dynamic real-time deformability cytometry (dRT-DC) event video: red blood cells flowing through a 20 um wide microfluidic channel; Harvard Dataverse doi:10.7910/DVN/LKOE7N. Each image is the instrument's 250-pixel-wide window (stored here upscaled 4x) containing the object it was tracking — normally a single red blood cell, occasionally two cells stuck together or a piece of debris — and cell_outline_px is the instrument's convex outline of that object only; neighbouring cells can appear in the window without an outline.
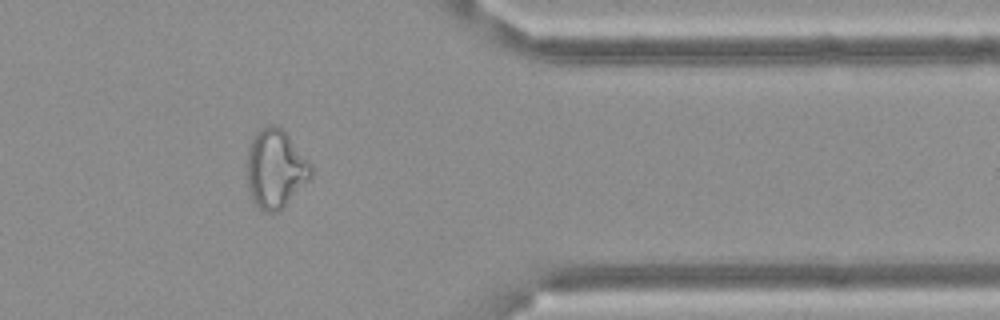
{"species": "Egyptian fruit bat (a non-hibernating species)", "species_latin": "Rousettus aegyptiacus", "temperature_condition": "cold", "stored_images_in_passage": 40, "camera_frame_rate_fps": 3000, "um_per_image_px": 0.085, "frame": {"image": 1, "passage_image": 34, "time_ms": 11.0, "image_size_px": [1000, 320], "cell_outline_px": [[312, 176], [284, 208], [276, 212], [264, 212], [252, 200], [248, 188], [248, 144], [256, 132], [260, 128], [268, 124], [272, 124], [284, 128], [312, 164]], "centroid_in_image_um": [23.43, 14.31], "position_along_channel_um": 388.0, "area_um2": 29.77}, "authors_computed_cell_mechanics": {"area_um2": 25.8944, "velocity_mm_per_s": 3.5315, "shape_relaxation_time_tau1_ms": null, "shape_relaxation_time_tau2_ms": 2.4373, "deformation_change_tau1": null, "deformation_change_tau2": 0.1205}}